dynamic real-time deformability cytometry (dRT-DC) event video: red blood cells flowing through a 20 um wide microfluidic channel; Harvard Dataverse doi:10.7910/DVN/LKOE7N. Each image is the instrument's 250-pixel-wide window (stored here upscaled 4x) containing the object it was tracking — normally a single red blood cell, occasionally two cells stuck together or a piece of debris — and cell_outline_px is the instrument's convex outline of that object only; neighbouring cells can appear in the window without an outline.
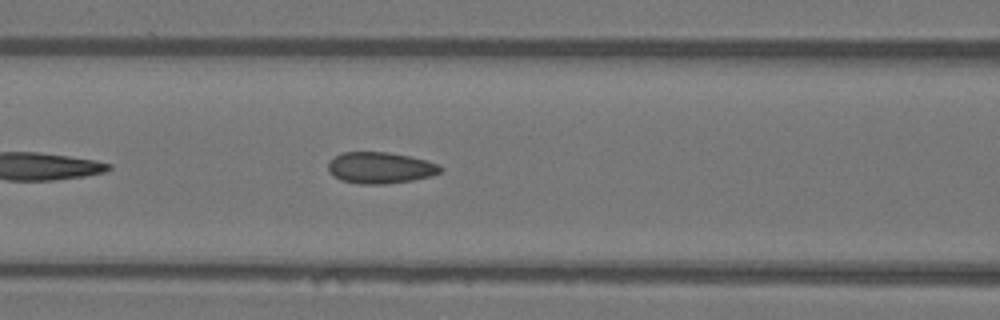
{"species": "Egyptian fruit bat (a non-hibernating species)", "species_latin": "Rousettus aegyptiacus", "temperature_condition": "warm", "stored_images_in_passage": 12, "camera_frame_rate_fps": 3000, "um_per_image_px": 0.085, "animal": {"sex": "female"}, "frame": {"image": 1, "passage_image": 7, "time_ms": 2.0, "image_size_px": [1000, 320], "cell_outline_px": [[444, 168], [440, 172], [432, 176], [412, 180], [384, 184], [360, 184], [340, 180], [332, 176], [328, 172], [328, 164], [340, 152], [388, 152], [412, 156], [440, 164]], "centroid_in_image_um": [32.34, 14.26], "position_along_channel_um": 134.3, "area_um2": 20.75}}
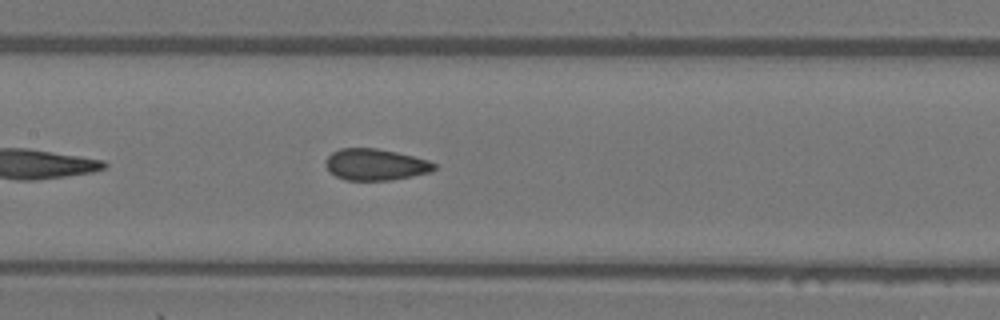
{"frame": {"image": 2, "passage_image": 10, "time_ms": 3.0, "image_size_px": [1000, 320], "cell_outline_px": [[436, 168], [432, 172], [388, 180], [344, 180], [328, 172], [324, 164], [328, 156], [332, 152], [340, 148], [376, 148], [396, 152], [428, 160], [436, 164]], "centroid_in_image_um": [31.88, 13.99], "position_along_channel_um": 175.5, "area_um2": 19.94}}